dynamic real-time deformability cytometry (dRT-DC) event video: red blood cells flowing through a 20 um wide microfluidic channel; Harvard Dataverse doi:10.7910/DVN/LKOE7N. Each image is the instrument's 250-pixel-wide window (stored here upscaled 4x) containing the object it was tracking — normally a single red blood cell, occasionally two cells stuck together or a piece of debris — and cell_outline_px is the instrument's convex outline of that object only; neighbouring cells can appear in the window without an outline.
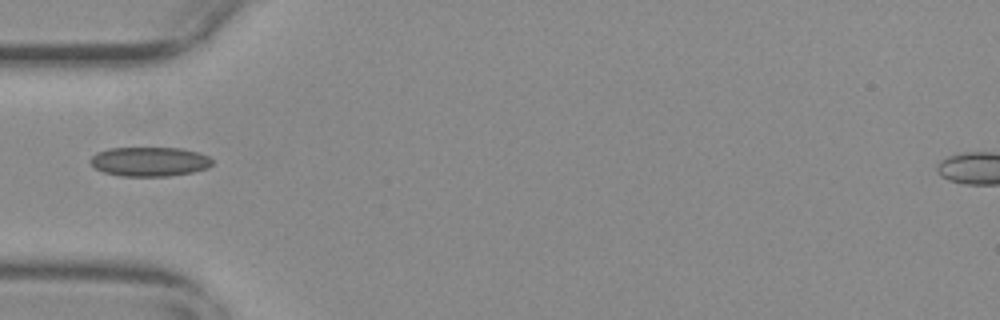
{"species": "common noctule bat (a hibernating species)", "species_latin": "Nyctalus noctula", "temperature_condition": "warm", "stored_images_in_passage": 27, "camera_frame_rate_fps": 3000, "um_per_image_px": 0.085, "animal": {"sex": "female", "body_mass_g": 29.2, "forearm_length_mm": 56.3}, "frame": {"image": 1, "passage_image": 1, "time_ms": 0.0, "image_size_px": [1000, 320], "cell_outline_px": [[212, 164], [208, 168], [192, 172], [168, 176], [120, 176], [104, 172], [96, 168], [88, 160], [96, 152], [108, 148], [180, 148], [200, 152], [208, 156], [212, 160]], "centroid_in_image_um": [12.71, 13.73], "position_along_channel_um": 72.3, "area_um2": 20.92}}
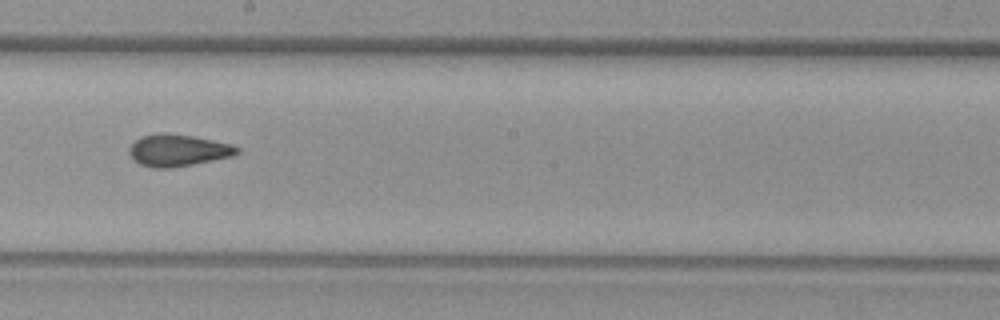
{"frame": {"image": 2, "passage_image": 14, "time_ms": 4.333, "image_size_px": [1000, 320], "cell_outline_px": [[240, 152], [232, 156], [172, 168], [152, 168], [140, 164], [128, 152], [128, 148], [136, 140], [144, 136], [160, 132], [168, 132], [192, 136], [232, 144], [240, 148]], "centroid_in_image_um": [15.13, 12.77], "position_along_channel_um": 233.1, "area_um2": 19.94}}
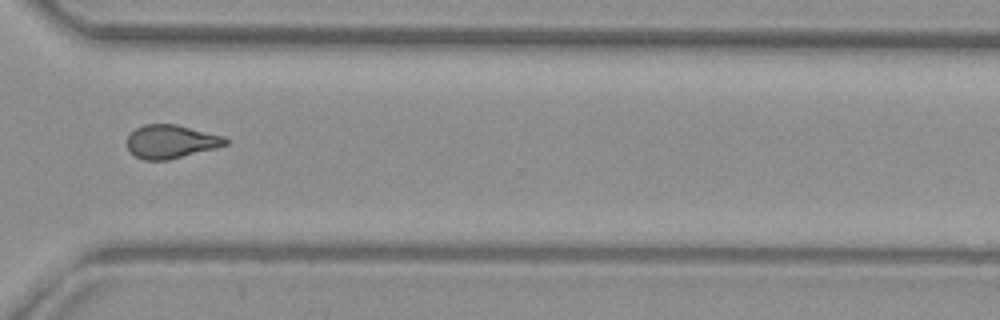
{"frame": {"image": 3, "passage_image": 24, "time_ms": 7.667, "image_size_px": [1000, 320], "cell_outline_px": [[228, 144], [216, 148], [168, 160], [144, 160], [136, 156], [128, 148], [128, 136], [136, 128], [144, 124], [176, 124], [224, 136], [228, 140]], "centroid_in_image_um": [14.55, 12.03], "position_along_channel_um": 356.0, "area_um2": 19.07}}